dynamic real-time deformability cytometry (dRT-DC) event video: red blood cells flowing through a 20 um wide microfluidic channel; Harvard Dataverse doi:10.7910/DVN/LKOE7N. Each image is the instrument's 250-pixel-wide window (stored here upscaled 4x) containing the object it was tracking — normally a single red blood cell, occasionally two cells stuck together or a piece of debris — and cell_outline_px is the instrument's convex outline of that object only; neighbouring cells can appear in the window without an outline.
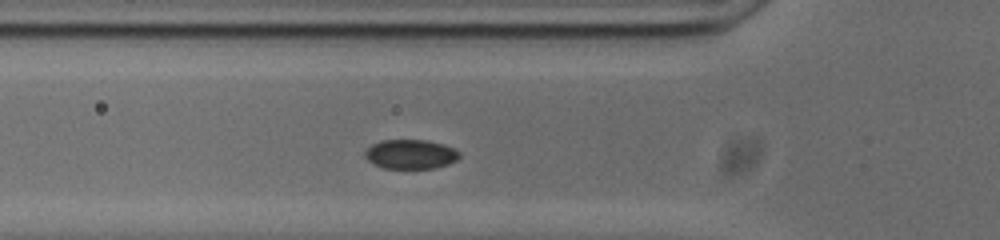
{"species": "common noctule bat (a hibernating species)", "species_latin": "Nyctalus noctula", "temperature_condition": "cold", "stored_images_in_passage": 39, "camera_frame_rate_fps": 3000, "um_per_image_px": 0.085, "animal": {"sex": "male", "body_mass_g": 20.0, "forearm_length_mm": 53.3}, "frame": {"image": 1, "passage_image": 2, "time_ms": 0.333, "image_size_px": [1000, 240], "cell_outline_px": [[460, 156], [456, 160], [448, 164], [436, 168], [384, 168], [372, 164], [364, 156], [364, 152], [372, 144], [380, 140], [424, 140], [444, 144], [460, 152]], "centroid_in_image_um": [34.88, 13.11], "position_along_channel_um": 90.9, "area_um2": 16.18}}
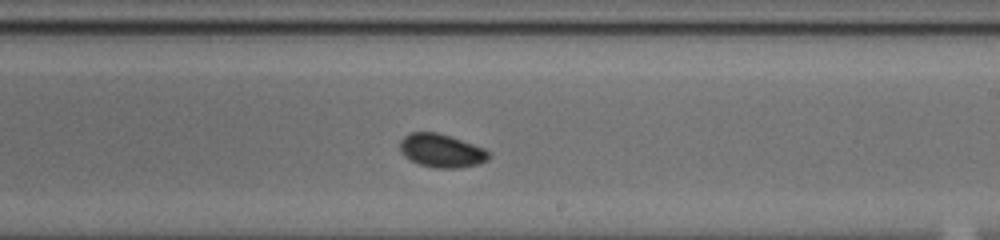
{"frame": {"image": 2, "passage_image": 15, "time_ms": 4.667, "image_size_px": [1000, 240], "cell_outline_px": [[492, 156], [488, 160], [480, 164], [456, 168], [436, 168], [420, 164], [404, 156], [400, 152], [400, 140], [404, 136], [412, 132], [436, 132], [484, 148], [492, 152]], "centroid_in_image_um": [37.55, 12.82], "position_along_channel_um": 251.4, "area_um2": 17.28}}
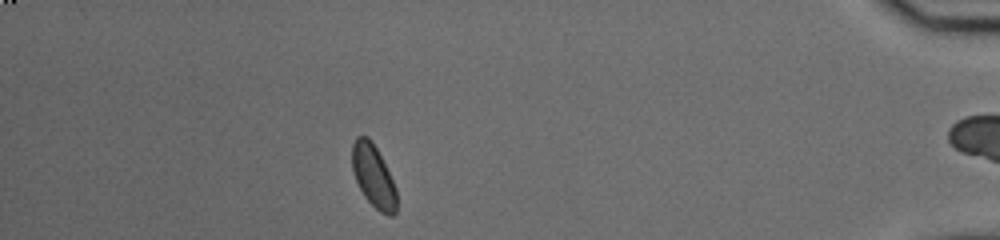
{"frame": {"image": 3, "passage_image": 32, "time_ms": 10.333, "image_size_px": [1000, 240], "cell_outline_px": [[396, 212], [392, 216], [388, 216], [380, 212], [364, 196], [356, 180], [352, 168], [352, 144], [356, 136], [368, 136], [376, 148], [396, 188]], "centroid_in_image_um": [31.73, 14.97], "position_along_channel_um": 403.5, "area_um2": 15.95}}